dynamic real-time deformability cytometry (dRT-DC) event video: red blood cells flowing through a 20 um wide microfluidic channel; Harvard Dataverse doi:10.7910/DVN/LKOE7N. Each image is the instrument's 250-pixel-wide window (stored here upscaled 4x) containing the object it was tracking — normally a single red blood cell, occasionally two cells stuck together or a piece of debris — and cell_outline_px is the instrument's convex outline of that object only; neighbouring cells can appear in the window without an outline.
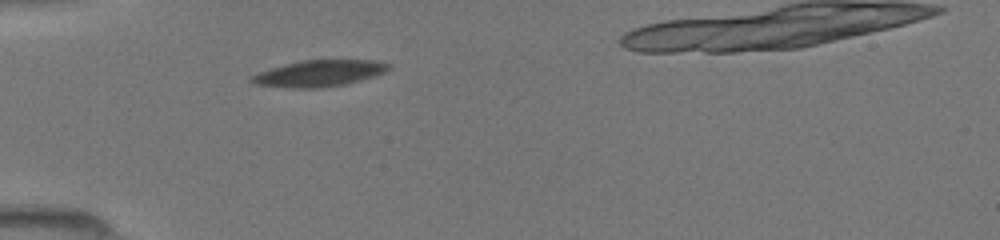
{"species": "common noctule bat (a hibernating species)", "species_latin": "Nyctalus noctula", "temperature_condition": "room temperature", "stored_images_in_passage": 31, "camera_frame_rate_fps": 3000, "um_per_image_px": 0.085, "animal": {"sex": "female", "body_mass_g": 19.5, "forearm_length_mm": 54.1}, "frame": {"image": 1, "passage_image": 1, "time_ms": 0.0, "image_size_px": [1000, 240], "cell_outline_px": [[388, 68], [384, 72], [376, 76], [344, 84], [320, 88], [292, 88], [260, 84], [248, 80], [252, 76], [260, 72], [284, 64], [304, 60], [372, 60], [388, 64]], "centroid_in_image_um": [27.14, 6.23], "position_along_channel_um": 57.9, "area_um2": 20.58}}
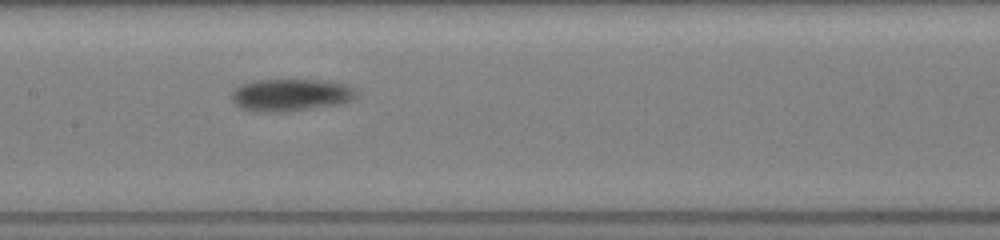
{"frame": {"image": 2, "passage_image": 11, "time_ms": 3.333, "image_size_px": [1000, 240], "cell_outline_px": [[352, 100], [336, 104], [284, 112], [280, 112], [244, 108], [236, 104], [232, 100], [232, 92], [236, 88], [244, 84], [260, 80], [316, 80], [340, 84], [352, 88]], "centroid_in_image_um": [24.65, 8.06], "position_along_channel_um": 182.8, "area_um2": 22.2}}
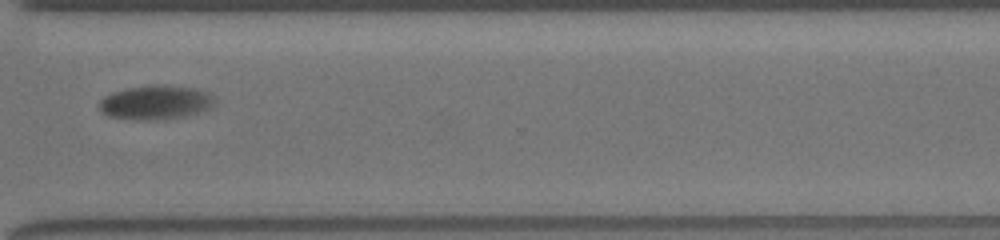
{"frame": {"image": 3, "passage_image": 24, "time_ms": 7.667, "image_size_px": [1000, 240], "cell_outline_px": [[212, 104], [208, 108], [188, 116], [160, 120], [136, 120], [108, 116], [100, 112], [100, 100], [104, 96], [112, 92], [128, 88], [148, 84], [160, 84], [192, 88], [208, 92], [212, 96]], "centroid_in_image_um": [13.17, 8.71], "position_along_channel_um": 357.4, "area_um2": 23.0}}